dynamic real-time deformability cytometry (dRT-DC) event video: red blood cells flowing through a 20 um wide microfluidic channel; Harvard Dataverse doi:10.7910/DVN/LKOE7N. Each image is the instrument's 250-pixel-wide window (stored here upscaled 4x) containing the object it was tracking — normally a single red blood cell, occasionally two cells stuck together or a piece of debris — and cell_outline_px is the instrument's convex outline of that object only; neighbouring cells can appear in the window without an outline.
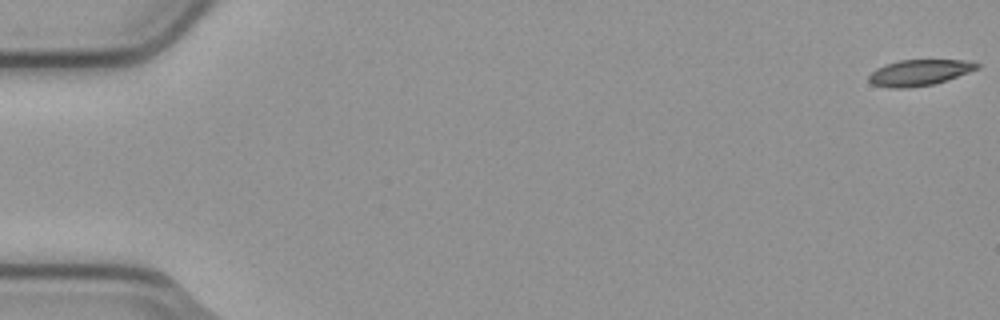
{"species": "common noctule bat (a hibernating species)", "species_latin": "Nyctalus noctula", "temperature_condition": "cold", "stored_images_in_passage": 6, "camera_frame_rate_fps": 3000, "um_per_image_px": 0.085, "animal": {"sex": "male", "body_mass_g": 23.1, "forearm_length_mm": 52.7}, "frame": {"image": 1, "passage_image": 1, "time_ms": 0.0, "image_size_px": [1000, 320], "cell_outline_px": [[980, 68], [932, 84], [900, 88], [888, 88], [872, 84], [868, 80], [868, 76], [876, 68], [900, 60], [964, 60], [980, 64]], "centroid_in_image_um": [78.11, 6.16], "position_along_channel_um": 6.9, "area_um2": 16.01}}
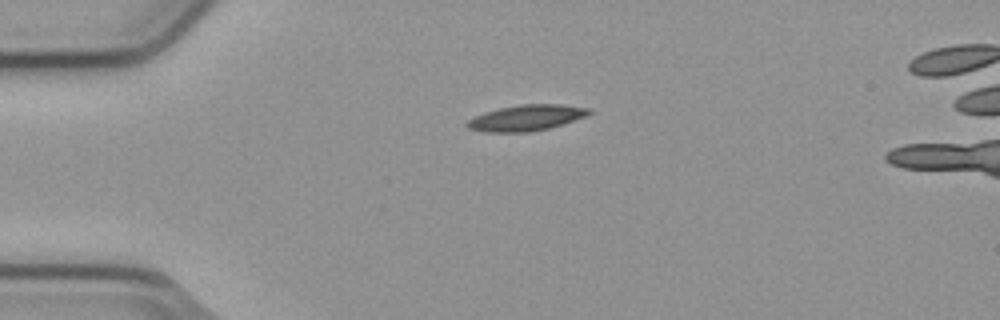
{"frame": {"image": 2, "passage_image": 4, "time_ms": 1.0, "image_size_px": [1000, 320], "cell_outline_px": [[592, 112], [584, 116], [548, 128], [528, 132], [484, 132], [468, 128], [464, 124], [468, 120], [484, 112], [500, 108], [520, 104], [560, 104], [592, 108]], "centroid_in_image_um": [44.7, 10.01], "position_along_channel_um": 40.3, "area_um2": 18.21}}
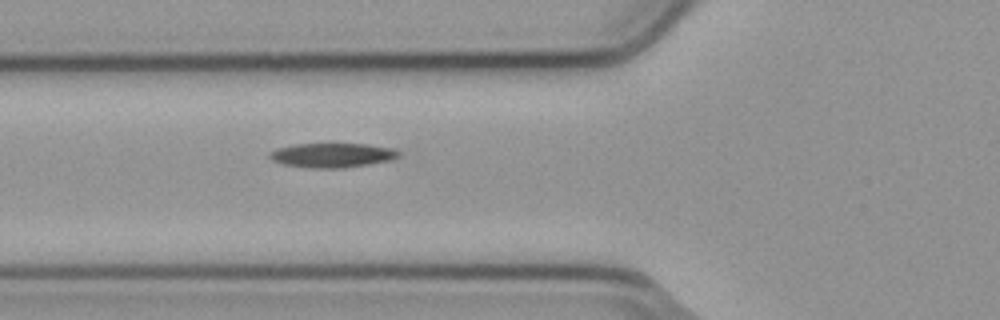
{"frame": {"image": 3, "passage_image": 6, "time_ms": 1.667, "image_size_px": [1000, 320], "cell_outline_px": [[400, 156], [388, 160], [368, 164], [344, 168], [316, 168], [284, 164], [272, 160], [268, 156], [268, 152], [280, 148], [296, 144], [368, 144], [392, 148], [400, 152]], "centroid_in_image_um": [28.25, 13.19], "position_along_channel_um": 97.6, "area_um2": 18.09}}